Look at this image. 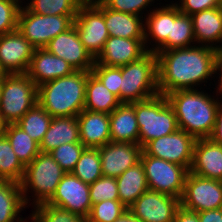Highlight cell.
Instances as JSON below:
<instances>
[{"label": "cell", "mask_w": 222, "mask_h": 222, "mask_svg": "<svg viewBox=\"0 0 222 222\" xmlns=\"http://www.w3.org/2000/svg\"><path fill=\"white\" fill-rule=\"evenodd\" d=\"M38 103V87L25 74H7L2 81L0 114L6 124L17 123Z\"/></svg>", "instance_id": "52a82bcc"}, {"label": "cell", "mask_w": 222, "mask_h": 222, "mask_svg": "<svg viewBox=\"0 0 222 222\" xmlns=\"http://www.w3.org/2000/svg\"><path fill=\"white\" fill-rule=\"evenodd\" d=\"M3 134L10 142L15 155L26 166L41 152L40 145L16 123L6 124Z\"/></svg>", "instance_id": "4dcf8cb0"}, {"label": "cell", "mask_w": 222, "mask_h": 222, "mask_svg": "<svg viewBox=\"0 0 222 222\" xmlns=\"http://www.w3.org/2000/svg\"><path fill=\"white\" fill-rule=\"evenodd\" d=\"M72 173L87 184L94 183L102 177L101 159L98 148H85Z\"/></svg>", "instance_id": "e575fe53"}, {"label": "cell", "mask_w": 222, "mask_h": 222, "mask_svg": "<svg viewBox=\"0 0 222 222\" xmlns=\"http://www.w3.org/2000/svg\"><path fill=\"white\" fill-rule=\"evenodd\" d=\"M91 71L71 75L38 86V104L51 116H75L84 109L87 77Z\"/></svg>", "instance_id": "3957f363"}, {"label": "cell", "mask_w": 222, "mask_h": 222, "mask_svg": "<svg viewBox=\"0 0 222 222\" xmlns=\"http://www.w3.org/2000/svg\"><path fill=\"white\" fill-rule=\"evenodd\" d=\"M73 24L84 48L96 59L109 38L104 4L100 0H85L78 8Z\"/></svg>", "instance_id": "30bf717a"}, {"label": "cell", "mask_w": 222, "mask_h": 222, "mask_svg": "<svg viewBox=\"0 0 222 222\" xmlns=\"http://www.w3.org/2000/svg\"><path fill=\"white\" fill-rule=\"evenodd\" d=\"M74 68L64 59L53 55L45 48L34 50L27 75L38 87L43 83L69 76Z\"/></svg>", "instance_id": "d6986e66"}, {"label": "cell", "mask_w": 222, "mask_h": 222, "mask_svg": "<svg viewBox=\"0 0 222 222\" xmlns=\"http://www.w3.org/2000/svg\"><path fill=\"white\" fill-rule=\"evenodd\" d=\"M76 15H38L23 3L18 13L17 29L35 49L47 44L73 25Z\"/></svg>", "instance_id": "ba28073f"}, {"label": "cell", "mask_w": 222, "mask_h": 222, "mask_svg": "<svg viewBox=\"0 0 222 222\" xmlns=\"http://www.w3.org/2000/svg\"><path fill=\"white\" fill-rule=\"evenodd\" d=\"M193 21L190 15L183 14L171 1V29L167 40L155 51L159 53L175 48H188L195 46Z\"/></svg>", "instance_id": "4316f807"}, {"label": "cell", "mask_w": 222, "mask_h": 222, "mask_svg": "<svg viewBox=\"0 0 222 222\" xmlns=\"http://www.w3.org/2000/svg\"><path fill=\"white\" fill-rule=\"evenodd\" d=\"M104 22L111 37L144 39V18L112 10L104 5Z\"/></svg>", "instance_id": "484cf974"}, {"label": "cell", "mask_w": 222, "mask_h": 222, "mask_svg": "<svg viewBox=\"0 0 222 222\" xmlns=\"http://www.w3.org/2000/svg\"><path fill=\"white\" fill-rule=\"evenodd\" d=\"M23 4L38 15H77L85 0H23Z\"/></svg>", "instance_id": "836d02e7"}, {"label": "cell", "mask_w": 222, "mask_h": 222, "mask_svg": "<svg viewBox=\"0 0 222 222\" xmlns=\"http://www.w3.org/2000/svg\"><path fill=\"white\" fill-rule=\"evenodd\" d=\"M147 52L144 39L109 36L102 52L95 59V63L110 67H121L140 59Z\"/></svg>", "instance_id": "ac0fdd59"}, {"label": "cell", "mask_w": 222, "mask_h": 222, "mask_svg": "<svg viewBox=\"0 0 222 222\" xmlns=\"http://www.w3.org/2000/svg\"><path fill=\"white\" fill-rule=\"evenodd\" d=\"M120 102L133 103L159 94L157 55L148 51L140 59L121 66Z\"/></svg>", "instance_id": "8992f818"}, {"label": "cell", "mask_w": 222, "mask_h": 222, "mask_svg": "<svg viewBox=\"0 0 222 222\" xmlns=\"http://www.w3.org/2000/svg\"><path fill=\"white\" fill-rule=\"evenodd\" d=\"M30 222H87V219L70 211L43 203L33 207Z\"/></svg>", "instance_id": "d590c367"}, {"label": "cell", "mask_w": 222, "mask_h": 222, "mask_svg": "<svg viewBox=\"0 0 222 222\" xmlns=\"http://www.w3.org/2000/svg\"><path fill=\"white\" fill-rule=\"evenodd\" d=\"M65 173L49 153L40 152L26 165L20 186L23 201L28 209L30 206L32 208L48 202Z\"/></svg>", "instance_id": "277c9868"}, {"label": "cell", "mask_w": 222, "mask_h": 222, "mask_svg": "<svg viewBox=\"0 0 222 222\" xmlns=\"http://www.w3.org/2000/svg\"><path fill=\"white\" fill-rule=\"evenodd\" d=\"M3 78H0V103H1V87H2Z\"/></svg>", "instance_id": "816d5d0a"}, {"label": "cell", "mask_w": 222, "mask_h": 222, "mask_svg": "<svg viewBox=\"0 0 222 222\" xmlns=\"http://www.w3.org/2000/svg\"><path fill=\"white\" fill-rule=\"evenodd\" d=\"M173 222H199L198 212L180 206L175 213Z\"/></svg>", "instance_id": "f6af8a7d"}, {"label": "cell", "mask_w": 222, "mask_h": 222, "mask_svg": "<svg viewBox=\"0 0 222 222\" xmlns=\"http://www.w3.org/2000/svg\"><path fill=\"white\" fill-rule=\"evenodd\" d=\"M86 147L81 143H65L56 147L49 154L58 165L66 172H72Z\"/></svg>", "instance_id": "74e56055"}, {"label": "cell", "mask_w": 222, "mask_h": 222, "mask_svg": "<svg viewBox=\"0 0 222 222\" xmlns=\"http://www.w3.org/2000/svg\"><path fill=\"white\" fill-rule=\"evenodd\" d=\"M77 121L80 142L86 148H99L111 141L109 114L83 109Z\"/></svg>", "instance_id": "44dd1931"}, {"label": "cell", "mask_w": 222, "mask_h": 222, "mask_svg": "<svg viewBox=\"0 0 222 222\" xmlns=\"http://www.w3.org/2000/svg\"><path fill=\"white\" fill-rule=\"evenodd\" d=\"M180 203L183 208L194 212L222 208V181L189 171Z\"/></svg>", "instance_id": "7c38bea8"}, {"label": "cell", "mask_w": 222, "mask_h": 222, "mask_svg": "<svg viewBox=\"0 0 222 222\" xmlns=\"http://www.w3.org/2000/svg\"><path fill=\"white\" fill-rule=\"evenodd\" d=\"M148 189L180 198L183 195L189 170L182 165L147 155L140 156Z\"/></svg>", "instance_id": "9c48e42d"}, {"label": "cell", "mask_w": 222, "mask_h": 222, "mask_svg": "<svg viewBox=\"0 0 222 222\" xmlns=\"http://www.w3.org/2000/svg\"><path fill=\"white\" fill-rule=\"evenodd\" d=\"M196 45L219 48L222 41V7L191 15Z\"/></svg>", "instance_id": "603a6c76"}, {"label": "cell", "mask_w": 222, "mask_h": 222, "mask_svg": "<svg viewBox=\"0 0 222 222\" xmlns=\"http://www.w3.org/2000/svg\"><path fill=\"white\" fill-rule=\"evenodd\" d=\"M169 1L167 4L156 3L159 7L156 6L144 17V43L147 51L155 52L170 34L171 0Z\"/></svg>", "instance_id": "7402d4cb"}, {"label": "cell", "mask_w": 222, "mask_h": 222, "mask_svg": "<svg viewBox=\"0 0 222 222\" xmlns=\"http://www.w3.org/2000/svg\"><path fill=\"white\" fill-rule=\"evenodd\" d=\"M47 203L87 219L92 208L89 184L84 183L72 172L65 173Z\"/></svg>", "instance_id": "4fadbf2b"}, {"label": "cell", "mask_w": 222, "mask_h": 222, "mask_svg": "<svg viewBox=\"0 0 222 222\" xmlns=\"http://www.w3.org/2000/svg\"><path fill=\"white\" fill-rule=\"evenodd\" d=\"M100 1L109 9L141 16L144 18L147 15V13L152 11L157 6L154 5V3L159 0H100Z\"/></svg>", "instance_id": "f35d334b"}, {"label": "cell", "mask_w": 222, "mask_h": 222, "mask_svg": "<svg viewBox=\"0 0 222 222\" xmlns=\"http://www.w3.org/2000/svg\"><path fill=\"white\" fill-rule=\"evenodd\" d=\"M52 118L38 103L16 123L39 144L49 129Z\"/></svg>", "instance_id": "d6a6232c"}, {"label": "cell", "mask_w": 222, "mask_h": 222, "mask_svg": "<svg viewBox=\"0 0 222 222\" xmlns=\"http://www.w3.org/2000/svg\"><path fill=\"white\" fill-rule=\"evenodd\" d=\"M204 89H181L166 95L175 111L178 128L196 140L210 138L218 108L222 104L218 93L213 91L212 95V90L208 93Z\"/></svg>", "instance_id": "7a4b0ae2"}, {"label": "cell", "mask_w": 222, "mask_h": 222, "mask_svg": "<svg viewBox=\"0 0 222 222\" xmlns=\"http://www.w3.org/2000/svg\"><path fill=\"white\" fill-rule=\"evenodd\" d=\"M120 104L118 97L91 72L87 77L84 109L110 114Z\"/></svg>", "instance_id": "f546056e"}, {"label": "cell", "mask_w": 222, "mask_h": 222, "mask_svg": "<svg viewBox=\"0 0 222 222\" xmlns=\"http://www.w3.org/2000/svg\"><path fill=\"white\" fill-rule=\"evenodd\" d=\"M196 139L184 130L177 131L149 141L142 150L169 162L184 166L189 171L193 162Z\"/></svg>", "instance_id": "8fae6325"}, {"label": "cell", "mask_w": 222, "mask_h": 222, "mask_svg": "<svg viewBox=\"0 0 222 222\" xmlns=\"http://www.w3.org/2000/svg\"><path fill=\"white\" fill-rule=\"evenodd\" d=\"M26 208L20 184L0 180V222H30L21 215Z\"/></svg>", "instance_id": "83f0119b"}, {"label": "cell", "mask_w": 222, "mask_h": 222, "mask_svg": "<svg viewBox=\"0 0 222 222\" xmlns=\"http://www.w3.org/2000/svg\"><path fill=\"white\" fill-rule=\"evenodd\" d=\"M45 49L64 59L75 71H91L95 64V59L80 41L74 24L53 38Z\"/></svg>", "instance_id": "2e32d148"}, {"label": "cell", "mask_w": 222, "mask_h": 222, "mask_svg": "<svg viewBox=\"0 0 222 222\" xmlns=\"http://www.w3.org/2000/svg\"><path fill=\"white\" fill-rule=\"evenodd\" d=\"M199 222H222V208L198 212Z\"/></svg>", "instance_id": "7dc6e473"}, {"label": "cell", "mask_w": 222, "mask_h": 222, "mask_svg": "<svg viewBox=\"0 0 222 222\" xmlns=\"http://www.w3.org/2000/svg\"><path fill=\"white\" fill-rule=\"evenodd\" d=\"M156 55L160 94L166 96L175 90L202 89L204 86L210 89L211 81L215 79L214 48L195 45L161 51Z\"/></svg>", "instance_id": "6da1fadb"}, {"label": "cell", "mask_w": 222, "mask_h": 222, "mask_svg": "<svg viewBox=\"0 0 222 222\" xmlns=\"http://www.w3.org/2000/svg\"><path fill=\"white\" fill-rule=\"evenodd\" d=\"M173 3L179 8L181 13L190 16L206 9L222 7L219 0H175Z\"/></svg>", "instance_id": "7bdbcfd3"}, {"label": "cell", "mask_w": 222, "mask_h": 222, "mask_svg": "<svg viewBox=\"0 0 222 222\" xmlns=\"http://www.w3.org/2000/svg\"><path fill=\"white\" fill-rule=\"evenodd\" d=\"M89 193L92 205L104 200H119L116 178L100 177L89 184Z\"/></svg>", "instance_id": "ab89813d"}, {"label": "cell", "mask_w": 222, "mask_h": 222, "mask_svg": "<svg viewBox=\"0 0 222 222\" xmlns=\"http://www.w3.org/2000/svg\"><path fill=\"white\" fill-rule=\"evenodd\" d=\"M190 172L204 178L222 181V146L210 138L197 139Z\"/></svg>", "instance_id": "ffe728a7"}, {"label": "cell", "mask_w": 222, "mask_h": 222, "mask_svg": "<svg viewBox=\"0 0 222 222\" xmlns=\"http://www.w3.org/2000/svg\"><path fill=\"white\" fill-rule=\"evenodd\" d=\"M180 206V198L148 189L128 209L142 222H173Z\"/></svg>", "instance_id": "5bb4252c"}, {"label": "cell", "mask_w": 222, "mask_h": 222, "mask_svg": "<svg viewBox=\"0 0 222 222\" xmlns=\"http://www.w3.org/2000/svg\"><path fill=\"white\" fill-rule=\"evenodd\" d=\"M215 77L214 85L212 83V86H215L213 89H216L214 91L222 97V48L215 49Z\"/></svg>", "instance_id": "ee69618b"}, {"label": "cell", "mask_w": 222, "mask_h": 222, "mask_svg": "<svg viewBox=\"0 0 222 222\" xmlns=\"http://www.w3.org/2000/svg\"><path fill=\"white\" fill-rule=\"evenodd\" d=\"M113 222H142L137 216H135L129 209H127L119 218Z\"/></svg>", "instance_id": "c3c4849f"}, {"label": "cell", "mask_w": 222, "mask_h": 222, "mask_svg": "<svg viewBox=\"0 0 222 222\" xmlns=\"http://www.w3.org/2000/svg\"><path fill=\"white\" fill-rule=\"evenodd\" d=\"M102 175L117 178L140 161L142 147L139 144L112 142L98 148Z\"/></svg>", "instance_id": "e0dca14e"}, {"label": "cell", "mask_w": 222, "mask_h": 222, "mask_svg": "<svg viewBox=\"0 0 222 222\" xmlns=\"http://www.w3.org/2000/svg\"><path fill=\"white\" fill-rule=\"evenodd\" d=\"M127 209L120 200H104L92 205L87 222H113Z\"/></svg>", "instance_id": "8d00e7d4"}, {"label": "cell", "mask_w": 222, "mask_h": 222, "mask_svg": "<svg viewBox=\"0 0 222 222\" xmlns=\"http://www.w3.org/2000/svg\"><path fill=\"white\" fill-rule=\"evenodd\" d=\"M210 139L218 145L222 146V104L218 108L215 120V127Z\"/></svg>", "instance_id": "bcb514c9"}, {"label": "cell", "mask_w": 222, "mask_h": 222, "mask_svg": "<svg viewBox=\"0 0 222 222\" xmlns=\"http://www.w3.org/2000/svg\"><path fill=\"white\" fill-rule=\"evenodd\" d=\"M119 200L129 208L148 190L146 176L141 161L128 168L116 178Z\"/></svg>", "instance_id": "f1b7e54d"}, {"label": "cell", "mask_w": 222, "mask_h": 222, "mask_svg": "<svg viewBox=\"0 0 222 222\" xmlns=\"http://www.w3.org/2000/svg\"><path fill=\"white\" fill-rule=\"evenodd\" d=\"M80 142L79 124L75 116L53 117L40 145L42 153H50L65 143Z\"/></svg>", "instance_id": "cb8c5ba5"}, {"label": "cell", "mask_w": 222, "mask_h": 222, "mask_svg": "<svg viewBox=\"0 0 222 222\" xmlns=\"http://www.w3.org/2000/svg\"><path fill=\"white\" fill-rule=\"evenodd\" d=\"M6 72L3 70V68L0 65V78H4L6 76Z\"/></svg>", "instance_id": "f907efd6"}, {"label": "cell", "mask_w": 222, "mask_h": 222, "mask_svg": "<svg viewBox=\"0 0 222 222\" xmlns=\"http://www.w3.org/2000/svg\"><path fill=\"white\" fill-rule=\"evenodd\" d=\"M35 48L19 32L0 35V65L6 74H25Z\"/></svg>", "instance_id": "9a60e30c"}, {"label": "cell", "mask_w": 222, "mask_h": 222, "mask_svg": "<svg viewBox=\"0 0 222 222\" xmlns=\"http://www.w3.org/2000/svg\"><path fill=\"white\" fill-rule=\"evenodd\" d=\"M6 123L2 120L1 114H0V135L3 134L5 130Z\"/></svg>", "instance_id": "681fc988"}, {"label": "cell", "mask_w": 222, "mask_h": 222, "mask_svg": "<svg viewBox=\"0 0 222 222\" xmlns=\"http://www.w3.org/2000/svg\"><path fill=\"white\" fill-rule=\"evenodd\" d=\"M134 107L138 127L139 145L177 131L176 114L167 96L157 94L148 99L130 103Z\"/></svg>", "instance_id": "5b68a950"}, {"label": "cell", "mask_w": 222, "mask_h": 222, "mask_svg": "<svg viewBox=\"0 0 222 222\" xmlns=\"http://www.w3.org/2000/svg\"><path fill=\"white\" fill-rule=\"evenodd\" d=\"M112 142L139 144V127L134 107L121 103L109 114Z\"/></svg>", "instance_id": "d4e9b609"}, {"label": "cell", "mask_w": 222, "mask_h": 222, "mask_svg": "<svg viewBox=\"0 0 222 222\" xmlns=\"http://www.w3.org/2000/svg\"><path fill=\"white\" fill-rule=\"evenodd\" d=\"M22 3L23 0H0V35L17 30Z\"/></svg>", "instance_id": "60d3db41"}, {"label": "cell", "mask_w": 222, "mask_h": 222, "mask_svg": "<svg viewBox=\"0 0 222 222\" xmlns=\"http://www.w3.org/2000/svg\"><path fill=\"white\" fill-rule=\"evenodd\" d=\"M25 166L20 162L4 134L0 135V180L19 183L22 181Z\"/></svg>", "instance_id": "1f68e13d"}, {"label": "cell", "mask_w": 222, "mask_h": 222, "mask_svg": "<svg viewBox=\"0 0 222 222\" xmlns=\"http://www.w3.org/2000/svg\"><path fill=\"white\" fill-rule=\"evenodd\" d=\"M91 72L120 100L121 67H110L95 63Z\"/></svg>", "instance_id": "b9f144b4"}]
</instances>
